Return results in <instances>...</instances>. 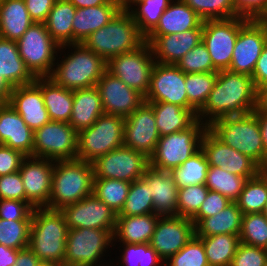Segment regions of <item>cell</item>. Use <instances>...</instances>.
<instances>
[{
  "label": "cell",
  "instance_id": "f5cc1de1",
  "mask_svg": "<svg viewBox=\"0 0 267 266\" xmlns=\"http://www.w3.org/2000/svg\"><path fill=\"white\" fill-rule=\"evenodd\" d=\"M230 266H267V249L240 242Z\"/></svg>",
  "mask_w": 267,
  "mask_h": 266
},
{
  "label": "cell",
  "instance_id": "6da1fadb",
  "mask_svg": "<svg viewBox=\"0 0 267 266\" xmlns=\"http://www.w3.org/2000/svg\"><path fill=\"white\" fill-rule=\"evenodd\" d=\"M256 107L257 88L252 77L247 74L221 70L218 71L206 103L197 113V119L209 126L222 117L251 113Z\"/></svg>",
  "mask_w": 267,
  "mask_h": 266
},
{
  "label": "cell",
  "instance_id": "6f0895ef",
  "mask_svg": "<svg viewBox=\"0 0 267 266\" xmlns=\"http://www.w3.org/2000/svg\"><path fill=\"white\" fill-rule=\"evenodd\" d=\"M237 12L251 19H265L267 17V0H233Z\"/></svg>",
  "mask_w": 267,
  "mask_h": 266
},
{
  "label": "cell",
  "instance_id": "3957f363",
  "mask_svg": "<svg viewBox=\"0 0 267 266\" xmlns=\"http://www.w3.org/2000/svg\"><path fill=\"white\" fill-rule=\"evenodd\" d=\"M68 230L60 210L34 208L28 248L41 262L64 264Z\"/></svg>",
  "mask_w": 267,
  "mask_h": 266
},
{
  "label": "cell",
  "instance_id": "4fadbf2b",
  "mask_svg": "<svg viewBox=\"0 0 267 266\" xmlns=\"http://www.w3.org/2000/svg\"><path fill=\"white\" fill-rule=\"evenodd\" d=\"M154 64L151 48L148 43L144 42L131 52L111 57L107 61V71L145 97Z\"/></svg>",
  "mask_w": 267,
  "mask_h": 266
},
{
  "label": "cell",
  "instance_id": "db71d44e",
  "mask_svg": "<svg viewBox=\"0 0 267 266\" xmlns=\"http://www.w3.org/2000/svg\"><path fill=\"white\" fill-rule=\"evenodd\" d=\"M33 209L27 201L0 199V219L32 221Z\"/></svg>",
  "mask_w": 267,
  "mask_h": 266
},
{
  "label": "cell",
  "instance_id": "b9f144b4",
  "mask_svg": "<svg viewBox=\"0 0 267 266\" xmlns=\"http://www.w3.org/2000/svg\"><path fill=\"white\" fill-rule=\"evenodd\" d=\"M131 183L118 179L94 178L93 195L118 214L126 201Z\"/></svg>",
  "mask_w": 267,
  "mask_h": 266
},
{
  "label": "cell",
  "instance_id": "484cf974",
  "mask_svg": "<svg viewBox=\"0 0 267 266\" xmlns=\"http://www.w3.org/2000/svg\"><path fill=\"white\" fill-rule=\"evenodd\" d=\"M142 179L152 194L154 213L160 217L177 216L178 188L170 171L158 170L149 165Z\"/></svg>",
  "mask_w": 267,
  "mask_h": 266
},
{
  "label": "cell",
  "instance_id": "9a60e30c",
  "mask_svg": "<svg viewBox=\"0 0 267 266\" xmlns=\"http://www.w3.org/2000/svg\"><path fill=\"white\" fill-rule=\"evenodd\" d=\"M266 42V19H248L239 30L228 70L252 76Z\"/></svg>",
  "mask_w": 267,
  "mask_h": 266
},
{
  "label": "cell",
  "instance_id": "8fae6325",
  "mask_svg": "<svg viewBox=\"0 0 267 266\" xmlns=\"http://www.w3.org/2000/svg\"><path fill=\"white\" fill-rule=\"evenodd\" d=\"M248 19L237 16L203 21L202 42L206 45L217 71L229 69L239 30Z\"/></svg>",
  "mask_w": 267,
  "mask_h": 266
},
{
  "label": "cell",
  "instance_id": "2e32d148",
  "mask_svg": "<svg viewBox=\"0 0 267 266\" xmlns=\"http://www.w3.org/2000/svg\"><path fill=\"white\" fill-rule=\"evenodd\" d=\"M145 102H167L188 109L185 73L174 64L155 62Z\"/></svg>",
  "mask_w": 267,
  "mask_h": 266
},
{
  "label": "cell",
  "instance_id": "d6a6232c",
  "mask_svg": "<svg viewBox=\"0 0 267 266\" xmlns=\"http://www.w3.org/2000/svg\"><path fill=\"white\" fill-rule=\"evenodd\" d=\"M0 75L12 87L28 85L35 82L36 77L22 60L16 41L0 37Z\"/></svg>",
  "mask_w": 267,
  "mask_h": 266
},
{
  "label": "cell",
  "instance_id": "f907efd6",
  "mask_svg": "<svg viewBox=\"0 0 267 266\" xmlns=\"http://www.w3.org/2000/svg\"><path fill=\"white\" fill-rule=\"evenodd\" d=\"M165 266H210L203 242L193 237L178 253L172 255Z\"/></svg>",
  "mask_w": 267,
  "mask_h": 266
},
{
  "label": "cell",
  "instance_id": "c3c4849f",
  "mask_svg": "<svg viewBox=\"0 0 267 266\" xmlns=\"http://www.w3.org/2000/svg\"><path fill=\"white\" fill-rule=\"evenodd\" d=\"M209 189L205 184L178 189L177 216L192 219L205 201Z\"/></svg>",
  "mask_w": 267,
  "mask_h": 266
},
{
  "label": "cell",
  "instance_id": "e7e4bbea",
  "mask_svg": "<svg viewBox=\"0 0 267 266\" xmlns=\"http://www.w3.org/2000/svg\"><path fill=\"white\" fill-rule=\"evenodd\" d=\"M253 112L255 113L259 121L263 145L266 153V169H267V110L255 109Z\"/></svg>",
  "mask_w": 267,
  "mask_h": 266
},
{
  "label": "cell",
  "instance_id": "a7ac6f4b",
  "mask_svg": "<svg viewBox=\"0 0 267 266\" xmlns=\"http://www.w3.org/2000/svg\"><path fill=\"white\" fill-rule=\"evenodd\" d=\"M256 109L267 110V84L262 85L257 90V107Z\"/></svg>",
  "mask_w": 267,
  "mask_h": 266
},
{
  "label": "cell",
  "instance_id": "44dd1931",
  "mask_svg": "<svg viewBox=\"0 0 267 266\" xmlns=\"http://www.w3.org/2000/svg\"><path fill=\"white\" fill-rule=\"evenodd\" d=\"M54 161L26 156L20 166V175L25 189V201L33 208L49 204Z\"/></svg>",
  "mask_w": 267,
  "mask_h": 266
},
{
  "label": "cell",
  "instance_id": "603a6c76",
  "mask_svg": "<svg viewBox=\"0 0 267 266\" xmlns=\"http://www.w3.org/2000/svg\"><path fill=\"white\" fill-rule=\"evenodd\" d=\"M203 22L195 29L169 35H147L155 62L174 64L202 41Z\"/></svg>",
  "mask_w": 267,
  "mask_h": 266
},
{
  "label": "cell",
  "instance_id": "f35d334b",
  "mask_svg": "<svg viewBox=\"0 0 267 266\" xmlns=\"http://www.w3.org/2000/svg\"><path fill=\"white\" fill-rule=\"evenodd\" d=\"M218 72L185 73L188 109L196 114L203 108L213 89Z\"/></svg>",
  "mask_w": 267,
  "mask_h": 266
},
{
  "label": "cell",
  "instance_id": "d590c367",
  "mask_svg": "<svg viewBox=\"0 0 267 266\" xmlns=\"http://www.w3.org/2000/svg\"><path fill=\"white\" fill-rule=\"evenodd\" d=\"M76 7L67 0H56L45 26L50 36L60 45L73 44V18Z\"/></svg>",
  "mask_w": 267,
  "mask_h": 266
},
{
  "label": "cell",
  "instance_id": "7c38bea8",
  "mask_svg": "<svg viewBox=\"0 0 267 266\" xmlns=\"http://www.w3.org/2000/svg\"><path fill=\"white\" fill-rule=\"evenodd\" d=\"M33 157L77 159V132L66 122L50 121L34 131Z\"/></svg>",
  "mask_w": 267,
  "mask_h": 266
},
{
  "label": "cell",
  "instance_id": "03108f58",
  "mask_svg": "<svg viewBox=\"0 0 267 266\" xmlns=\"http://www.w3.org/2000/svg\"><path fill=\"white\" fill-rule=\"evenodd\" d=\"M13 87L0 75V104L8 103Z\"/></svg>",
  "mask_w": 267,
  "mask_h": 266
},
{
  "label": "cell",
  "instance_id": "8d00e7d4",
  "mask_svg": "<svg viewBox=\"0 0 267 266\" xmlns=\"http://www.w3.org/2000/svg\"><path fill=\"white\" fill-rule=\"evenodd\" d=\"M204 245L210 266H230L240 243L239 235L217 234L198 237Z\"/></svg>",
  "mask_w": 267,
  "mask_h": 266
},
{
  "label": "cell",
  "instance_id": "5bb4252c",
  "mask_svg": "<svg viewBox=\"0 0 267 266\" xmlns=\"http://www.w3.org/2000/svg\"><path fill=\"white\" fill-rule=\"evenodd\" d=\"M94 178L118 179L132 183L143 177L149 158L126 146L97 158L92 162Z\"/></svg>",
  "mask_w": 267,
  "mask_h": 266
},
{
  "label": "cell",
  "instance_id": "be15d7a7",
  "mask_svg": "<svg viewBox=\"0 0 267 266\" xmlns=\"http://www.w3.org/2000/svg\"><path fill=\"white\" fill-rule=\"evenodd\" d=\"M18 250L0 244V266H13L17 259Z\"/></svg>",
  "mask_w": 267,
  "mask_h": 266
},
{
  "label": "cell",
  "instance_id": "d6986e66",
  "mask_svg": "<svg viewBox=\"0 0 267 266\" xmlns=\"http://www.w3.org/2000/svg\"><path fill=\"white\" fill-rule=\"evenodd\" d=\"M193 237L195 225L191 219L181 216L159 217L149 244L165 263Z\"/></svg>",
  "mask_w": 267,
  "mask_h": 266
},
{
  "label": "cell",
  "instance_id": "e575fe53",
  "mask_svg": "<svg viewBox=\"0 0 267 266\" xmlns=\"http://www.w3.org/2000/svg\"><path fill=\"white\" fill-rule=\"evenodd\" d=\"M34 23L24 0H3L0 4V37L17 41Z\"/></svg>",
  "mask_w": 267,
  "mask_h": 266
},
{
  "label": "cell",
  "instance_id": "ffe728a7",
  "mask_svg": "<svg viewBox=\"0 0 267 266\" xmlns=\"http://www.w3.org/2000/svg\"><path fill=\"white\" fill-rule=\"evenodd\" d=\"M68 229L95 228L115 231L117 214L95 195L64 206L60 210Z\"/></svg>",
  "mask_w": 267,
  "mask_h": 266
},
{
  "label": "cell",
  "instance_id": "9c48e42d",
  "mask_svg": "<svg viewBox=\"0 0 267 266\" xmlns=\"http://www.w3.org/2000/svg\"><path fill=\"white\" fill-rule=\"evenodd\" d=\"M16 43L22 60L35 77L51 75L60 45L50 36L45 23L34 22Z\"/></svg>",
  "mask_w": 267,
  "mask_h": 266
},
{
  "label": "cell",
  "instance_id": "94428289",
  "mask_svg": "<svg viewBox=\"0 0 267 266\" xmlns=\"http://www.w3.org/2000/svg\"><path fill=\"white\" fill-rule=\"evenodd\" d=\"M252 79L257 90L264 84H267V42L265 43L261 55L256 62Z\"/></svg>",
  "mask_w": 267,
  "mask_h": 266
},
{
  "label": "cell",
  "instance_id": "f546056e",
  "mask_svg": "<svg viewBox=\"0 0 267 266\" xmlns=\"http://www.w3.org/2000/svg\"><path fill=\"white\" fill-rule=\"evenodd\" d=\"M159 217L155 213L140 216H117L113 234L114 246L116 241L120 242L119 244L149 243Z\"/></svg>",
  "mask_w": 267,
  "mask_h": 266
},
{
  "label": "cell",
  "instance_id": "680465c9",
  "mask_svg": "<svg viewBox=\"0 0 267 266\" xmlns=\"http://www.w3.org/2000/svg\"><path fill=\"white\" fill-rule=\"evenodd\" d=\"M25 157L20 151L0 144V176L19 171Z\"/></svg>",
  "mask_w": 267,
  "mask_h": 266
},
{
  "label": "cell",
  "instance_id": "ac0fdd59",
  "mask_svg": "<svg viewBox=\"0 0 267 266\" xmlns=\"http://www.w3.org/2000/svg\"><path fill=\"white\" fill-rule=\"evenodd\" d=\"M159 138L153 108L144 101L124 120L123 145L150 158L156 149Z\"/></svg>",
  "mask_w": 267,
  "mask_h": 266
},
{
  "label": "cell",
  "instance_id": "30bf717a",
  "mask_svg": "<svg viewBox=\"0 0 267 266\" xmlns=\"http://www.w3.org/2000/svg\"><path fill=\"white\" fill-rule=\"evenodd\" d=\"M112 230L95 228L69 229L66 240L65 266H104V252L113 246ZM99 262V264H97ZM108 266H111L107 264Z\"/></svg>",
  "mask_w": 267,
  "mask_h": 266
},
{
  "label": "cell",
  "instance_id": "4316f807",
  "mask_svg": "<svg viewBox=\"0 0 267 266\" xmlns=\"http://www.w3.org/2000/svg\"><path fill=\"white\" fill-rule=\"evenodd\" d=\"M120 0L95 7L76 8L73 18V43H82L91 33L107 25L121 10Z\"/></svg>",
  "mask_w": 267,
  "mask_h": 266
},
{
  "label": "cell",
  "instance_id": "f6af8a7d",
  "mask_svg": "<svg viewBox=\"0 0 267 266\" xmlns=\"http://www.w3.org/2000/svg\"><path fill=\"white\" fill-rule=\"evenodd\" d=\"M240 242L267 249V219L263 213H247L242 216Z\"/></svg>",
  "mask_w": 267,
  "mask_h": 266
},
{
  "label": "cell",
  "instance_id": "9f6ffc18",
  "mask_svg": "<svg viewBox=\"0 0 267 266\" xmlns=\"http://www.w3.org/2000/svg\"><path fill=\"white\" fill-rule=\"evenodd\" d=\"M231 201L219 192L209 190L205 201L193 218H206L217 215L224 210Z\"/></svg>",
  "mask_w": 267,
  "mask_h": 266
},
{
  "label": "cell",
  "instance_id": "89a4df30",
  "mask_svg": "<svg viewBox=\"0 0 267 266\" xmlns=\"http://www.w3.org/2000/svg\"><path fill=\"white\" fill-rule=\"evenodd\" d=\"M144 0H120L121 8L125 11H130L137 3Z\"/></svg>",
  "mask_w": 267,
  "mask_h": 266
},
{
  "label": "cell",
  "instance_id": "6125c7cd",
  "mask_svg": "<svg viewBox=\"0 0 267 266\" xmlns=\"http://www.w3.org/2000/svg\"><path fill=\"white\" fill-rule=\"evenodd\" d=\"M41 260L27 247L18 250L17 259L13 266H39Z\"/></svg>",
  "mask_w": 267,
  "mask_h": 266
},
{
  "label": "cell",
  "instance_id": "7bdbcfd3",
  "mask_svg": "<svg viewBox=\"0 0 267 266\" xmlns=\"http://www.w3.org/2000/svg\"><path fill=\"white\" fill-rule=\"evenodd\" d=\"M154 213L152 194L142 179L131 183L126 201L117 216H140Z\"/></svg>",
  "mask_w": 267,
  "mask_h": 266
},
{
  "label": "cell",
  "instance_id": "cb8c5ba5",
  "mask_svg": "<svg viewBox=\"0 0 267 266\" xmlns=\"http://www.w3.org/2000/svg\"><path fill=\"white\" fill-rule=\"evenodd\" d=\"M0 144L32 156L34 131L9 104H0Z\"/></svg>",
  "mask_w": 267,
  "mask_h": 266
},
{
  "label": "cell",
  "instance_id": "d4e9b609",
  "mask_svg": "<svg viewBox=\"0 0 267 266\" xmlns=\"http://www.w3.org/2000/svg\"><path fill=\"white\" fill-rule=\"evenodd\" d=\"M8 103L33 131L51 121L41 89L35 83L13 87Z\"/></svg>",
  "mask_w": 267,
  "mask_h": 266
},
{
  "label": "cell",
  "instance_id": "ee69618b",
  "mask_svg": "<svg viewBox=\"0 0 267 266\" xmlns=\"http://www.w3.org/2000/svg\"><path fill=\"white\" fill-rule=\"evenodd\" d=\"M173 0H144L129 12L137 24L139 32L146 37L158 24L163 12Z\"/></svg>",
  "mask_w": 267,
  "mask_h": 266
},
{
  "label": "cell",
  "instance_id": "74e56055",
  "mask_svg": "<svg viewBox=\"0 0 267 266\" xmlns=\"http://www.w3.org/2000/svg\"><path fill=\"white\" fill-rule=\"evenodd\" d=\"M267 201V170L247 179L236 201L242 214L263 213Z\"/></svg>",
  "mask_w": 267,
  "mask_h": 266
},
{
  "label": "cell",
  "instance_id": "2644e50d",
  "mask_svg": "<svg viewBox=\"0 0 267 266\" xmlns=\"http://www.w3.org/2000/svg\"><path fill=\"white\" fill-rule=\"evenodd\" d=\"M39 266H65V264L42 262Z\"/></svg>",
  "mask_w": 267,
  "mask_h": 266
},
{
  "label": "cell",
  "instance_id": "bcb514c9",
  "mask_svg": "<svg viewBox=\"0 0 267 266\" xmlns=\"http://www.w3.org/2000/svg\"><path fill=\"white\" fill-rule=\"evenodd\" d=\"M203 20L228 19L241 16L233 0H183Z\"/></svg>",
  "mask_w": 267,
  "mask_h": 266
},
{
  "label": "cell",
  "instance_id": "7402d4cb",
  "mask_svg": "<svg viewBox=\"0 0 267 266\" xmlns=\"http://www.w3.org/2000/svg\"><path fill=\"white\" fill-rule=\"evenodd\" d=\"M104 114L128 117L145 100L137 90L106 71L96 84Z\"/></svg>",
  "mask_w": 267,
  "mask_h": 266
},
{
  "label": "cell",
  "instance_id": "52a82bcc",
  "mask_svg": "<svg viewBox=\"0 0 267 266\" xmlns=\"http://www.w3.org/2000/svg\"><path fill=\"white\" fill-rule=\"evenodd\" d=\"M124 117L101 115L92 126L77 132V159L92 163L123 146Z\"/></svg>",
  "mask_w": 267,
  "mask_h": 266
},
{
  "label": "cell",
  "instance_id": "ab89813d",
  "mask_svg": "<svg viewBox=\"0 0 267 266\" xmlns=\"http://www.w3.org/2000/svg\"><path fill=\"white\" fill-rule=\"evenodd\" d=\"M246 181V177L232 174L220 167L209 166L205 185L209 190L219 192L231 202H236Z\"/></svg>",
  "mask_w": 267,
  "mask_h": 266
},
{
  "label": "cell",
  "instance_id": "8c879c8a",
  "mask_svg": "<svg viewBox=\"0 0 267 266\" xmlns=\"http://www.w3.org/2000/svg\"><path fill=\"white\" fill-rule=\"evenodd\" d=\"M263 214L267 219V201H266V204H265V207H264V210H263Z\"/></svg>",
  "mask_w": 267,
  "mask_h": 266
},
{
  "label": "cell",
  "instance_id": "1f68e13d",
  "mask_svg": "<svg viewBox=\"0 0 267 266\" xmlns=\"http://www.w3.org/2000/svg\"><path fill=\"white\" fill-rule=\"evenodd\" d=\"M203 20L183 0H173L148 35H169L197 28Z\"/></svg>",
  "mask_w": 267,
  "mask_h": 266
},
{
  "label": "cell",
  "instance_id": "7dc6e473",
  "mask_svg": "<svg viewBox=\"0 0 267 266\" xmlns=\"http://www.w3.org/2000/svg\"><path fill=\"white\" fill-rule=\"evenodd\" d=\"M32 221L0 219V244L15 250L28 247Z\"/></svg>",
  "mask_w": 267,
  "mask_h": 266
},
{
  "label": "cell",
  "instance_id": "681fc988",
  "mask_svg": "<svg viewBox=\"0 0 267 266\" xmlns=\"http://www.w3.org/2000/svg\"><path fill=\"white\" fill-rule=\"evenodd\" d=\"M123 253L121 260L125 266H165L164 261L149 243L128 244L122 243ZM163 263V264H162Z\"/></svg>",
  "mask_w": 267,
  "mask_h": 266
},
{
  "label": "cell",
  "instance_id": "91938a15",
  "mask_svg": "<svg viewBox=\"0 0 267 266\" xmlns=\"http://www.w3.org/2000/svg\"><path fill=\"white\" fill-rule=\"evenodd\" d=\"M30 18L37 23H44L56 0H24Z\"/></svg>",
  "mask_w": 267,
  "mask_h": 266
},
{
  "label": "cell",
  "instance_id": "4dcf8cb0",
  "mask_svg": "<svg viewBox=\"0 0 267 266\" xmlns=\"http://www.w3.org/2000/svg\"><path fill=\"white\" fill-rule=\"evenodd\" d=\"M242 212L237 202H231L217 215L206 218H192L196 237H209L217 234L239 235L241 231Z\"/></svg>",
  "mask_w": 267,
  "mask_h": 266
},
{
  "label": "cell",
  "instance_id": "60d3db41",
  "mask_svg": "<svg viewBox=\"0 0 267 266\" xmlns=\"http://www.w3.org/2000/svg\"><path fill=\"white\" fill-rule=\"evenodd\" d=\"M208 168L206 156L200 149L179 167L172 169L170 173L179 189L190 185L206 184Z\"/></svg>",
  "mask_w": 267,
  "mask_h": 266
},
{
  "label": "cell",
  "instance_id": "11a10c76",
  "mask_svg": "<svg viewBox=\"0 0 267 266\" xmlns=\"http://www.w3.org/2000/svg\"><path fill=\"white\" fill-rule=\"evenodd\" d=\"M0 199L25 201V189L19 171L0 176Z\"/></svg>",
  "mask_w": 267,
  "mask_h": 266
},
{
  "label": "cell",
  "instance_id": "5b68a950",
  "mask_svg": "<svg viewBox=\"0 0 267 266\" xmlns=\"http://www.w3.org/2000/svg\"><path fill=\"white\" fill-rule=\"evenodd\" d=\"M93 166L84 160L54 161L49 204L51 210H61L93 194Z\"/></svg>",
  "mask_w": 267,
  "mask_h": 266
},
{
  "label": "cell",
  "instance_id": "83f0119b",
  "mask_svg": "<svg viewBox=\"0 0 267 266\" xmlns=\"http://www.w3.org/2000/svg\"><path fill=\"white\" fill-rule=\"evenodd\" d=\"M104 114L96 86L73 90V107L69 125L76 131L92 126Z\"/></svg>",
  "mask_w": 267,
  "mask_h": 266
},
{
  "label": "cell",
  "instance_id": "7a4b0ae2",
  "mask_svg": "<svg viewBox=\"0 0 267 266\" xmlns=\"http://www.w3.org/2000/svg\"><path fill=\"white\" fill-rule=\"evenodd\" d=\"M67 47L71 48V53H67V57L65 54L60 62L58 60L54 64L55 68L49 78L70 90L96 86L107 71V61L89 50L83 43L65 44L60 46L59 51L63 52Z\"/></svg>",
  "mask_w": 267,
  "mask_h": 266
},
{
  "label": "cell",
  "instance_id": "ba28073f",
  "mask_svg": "<svg viewBox=\"0 0 267 266\" xmlns=\"http://www.w3.org/2000/svg\"><path fill=\"white\" fill-rule=\"evenodd\" d=\"M208 127L197 119L190 127L161 136L149 158V165L163 171L179 167L201 149V140Z\"/></svg>",
  "mask_w": 267,
  "mask_h": 266
},
{
  "label": "cell",
  "instance_id": "003e7915",
  "mask_svg": "<svg viewBox=\"0 0 267 266\" xmlns=\"http://www.w3.org/2000/svg\"><path fill=\"white\" fill-rule=\"evenodd\" d=\"M76 8L95 7L109 3L111 0H67Z\"/></svg>",
  "mask_w": 267,
  "mask_h": 266
},
{
  "label": "cell",
  "instance_id": "e0dca14e",
  "mask_svg": "<svg viewBox=\"0 0 267 266\" xmlns=\"http://www.w3.org/2000/svg\"><path fill=\"white\" fill-rule=\"evenodd\" d=\"M201 150L204 152L209 166L220 167L247 179L256 176L262 170L251 158L227 146L208 128L201 140Z\"/></svg>",
  "mask_w": 267,
  "mask_h": 266
},
{
  "label": "cell",
  "instance_id": "836d02e7",
  "mask_svg": "<svg viewBox=\"0 0 267 266\" xmlns=\"http://www.w3.org/2000/svg\"><path fill=\"white\" fill-rule=\"evenodd\" d=\"M148 103L153 108L160 137L185 130L197 120V114L191 109L167 102Z\"/></svg>",
  "mask_w": 267,
  "mask_h": 266
},
{
  "label": "cell",
  "instance_id": "816d5d0a",
  "mask_svg": "<svg viewBox=\"0 0 267 266\" xmlns=\"http://www.w3.org/2000/svg\"><path fill=\"white\" fill-rule=\"evenodd\" d=\"M176 66L184 73L218 72L214 67L206 45L201 41L187 52Z\"/></svg>",
  "mask_w": 267,
  "mask_h": 266
},
{
  "label": "cell",
  "instance_id": "f1b7e54d",
  "mask_svg": "<svg viewBox=\"0 0 267 266\" xmlns=\"http://www.w3.org/2000/svg\"><path fill=\"white\" fill-rule=\"evenodd\" d=\"M34 83L41 89L50 120L69 123L73 107V90L56 84L49 77H36Z\"/></svg>",
  "mask_w": 267,
  "mask_h": 266
},
{
  "label": "cell",
  "instance_id": "277c9868",
  "mask_svg": "<svg viewBox=\"0 0 267 266\" xmlns=\"http://www.w3.org/2000/svg\"><path fill=\"white\" fill-rule=\"evenodd\" d=\"M207 127L227 146L248 156L262 170H266L265 148L259 121L254 112L222 117Z\"/></svg>",
  "mask_w": 267,
  "mask_h": 266
},
{
  "label": "cell",
  "instance_id": "8992f818",
  "mask_svg": "<svg viewBox=\"0 0 267 266\" xmlns=\"http://www.w3.org/2000/svg\"><path fill=\"white\" fill-rule=\"evenodd\" d=\"M145 42L129 11L120 10L105 26L91 33L82 43L106 61L131 52Z\"/></svg>",
  "mask_w": 267,
  "mask_h": 266
}]
</instances>
